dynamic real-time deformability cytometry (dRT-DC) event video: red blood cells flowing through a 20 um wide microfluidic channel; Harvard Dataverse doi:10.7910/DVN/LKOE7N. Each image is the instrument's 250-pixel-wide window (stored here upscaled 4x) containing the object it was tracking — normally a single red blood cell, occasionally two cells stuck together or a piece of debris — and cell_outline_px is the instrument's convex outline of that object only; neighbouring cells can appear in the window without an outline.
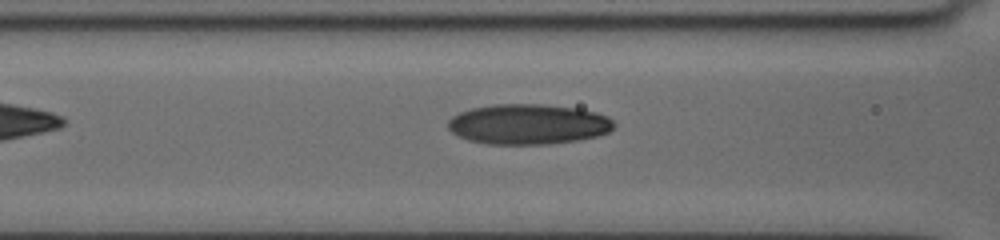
{"species": "human", "species_latin": "Homo sapiens", "temperature_condition": "cold", "stored_images_in_passage": 12, "camera_frame_rate_fps": 3000, "um_per_image_px": 0.085, "donor": {"sex": "female"}, "frame": {"image": 1, "passage_image": 6, "time_ms": 1.667, "image_size_px": [1000, 240], "cell_outline_px": [[616, 124], [608, 132], [600, 136], [576, 140], [548, 144], [488, 144], [468, 140], [452, 132], [448, 128], [448, 120], [452, 116], [460, 112], [472, 108], [492, 104], [540, 104], [580, 108], [596, 112], [608, 116]], "centroid_in_image_um": [44.92, 10.55], "position_along_channel_um": 121.7, "area_um2": 39.13}}
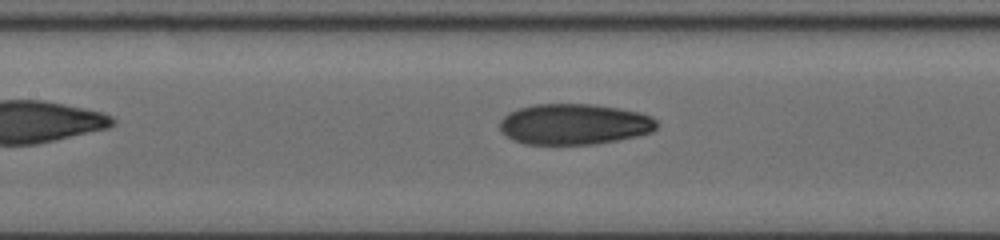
{"frame": {"image": 2, "passage_image": 9, "time_ms": 2.667, "image_size_px": [1000, 240], "cell_outline_px": [[656, 128], [652, 132], [636, 136], [616, 140], [592, 144], [524, 144], [512, 140], [504, 136], [500, 132], [500, 120], [508, 112], [532, 104], [592, 104], [640, 112], [652, 116], [656, 120]], "centroid_in_image_um": [48.76, 10.56], "position_along_channel_um": 158.6, "area_um2": 37.45}}
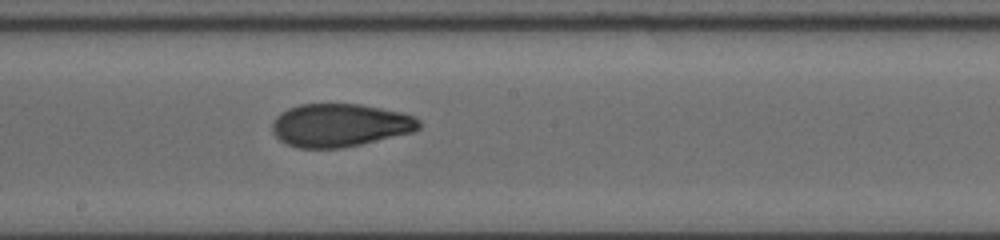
{"frame": {"image": 3, "passage_image": 12, "time_ms": 4.333, "image_size_px": [1000, 240], "cell_outline_px": [[420, 128], [412, 132], [360, 144], [340, 148], [296, 148], [280, 140], [272, 132], [272, 124], [276, 116], [280, 112], [288, 108], [300, 104], [360, 104], [400, 112], [416, 116], [420, 120]], "centroid_in_image_um": [28.87, 10.64], "position_along_channel_um": 219.3, "area_um2": 36.82}}